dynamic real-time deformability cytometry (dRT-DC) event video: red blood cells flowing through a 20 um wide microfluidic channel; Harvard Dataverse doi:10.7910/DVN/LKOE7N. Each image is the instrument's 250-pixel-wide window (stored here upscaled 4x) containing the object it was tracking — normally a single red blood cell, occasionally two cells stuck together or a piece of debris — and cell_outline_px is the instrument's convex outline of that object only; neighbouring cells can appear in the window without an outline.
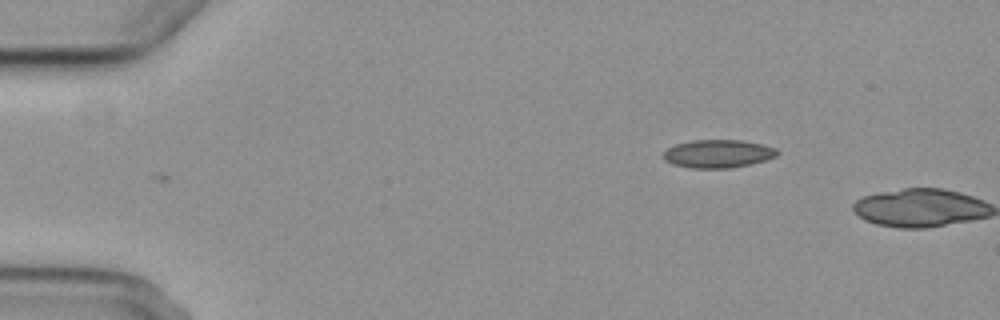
{"species": "common noctule bat (a hibernating species)", "species_latin": "Nyctalus noctula", "temperature_condition": "cold", "stored_images_in_passage": 6, "segment_of_instrument_passage": [2, 2], "camera_frame_rate_fps": 3000, "um_per_image_px": 0.085, "animal": {"sex": "female", "body_mass_g": 29.2, "forearm_length_mm": 56.3}, "frame": {"image": 1, "passage_image": 6, "time_ms": 5.667, "image_size_px": [1000, 320], "cell_outline_px": [[780, 152], [776, 156], [752, 164], [728, 168], [688, 168], [672, 164], [664, 160], [664, 152], [668, 148], [676, 144], [692, 140], [744, 140], [776, 148]], "centroid_in_image_um": [61.03, 13.07], "position_along_channel_um": 24.0, "area_um2": 18.67}}